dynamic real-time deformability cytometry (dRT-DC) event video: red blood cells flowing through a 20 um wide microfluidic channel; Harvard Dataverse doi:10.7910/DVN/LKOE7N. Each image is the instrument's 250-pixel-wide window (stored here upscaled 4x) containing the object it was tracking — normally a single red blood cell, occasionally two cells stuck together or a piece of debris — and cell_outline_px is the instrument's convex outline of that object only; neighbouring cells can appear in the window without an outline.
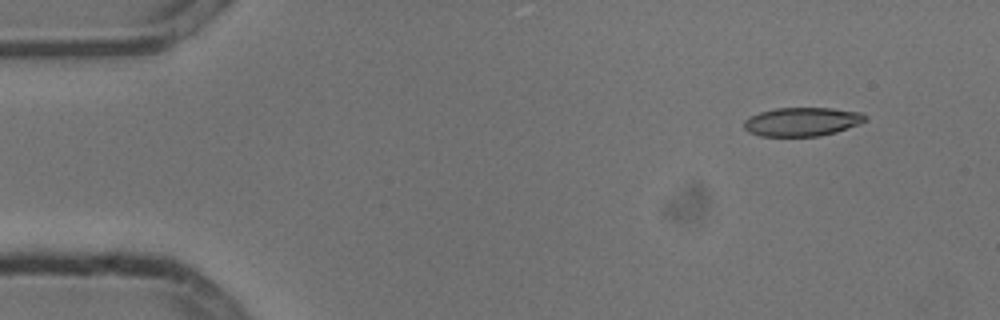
{"species": "common noctule bat (a hibernating species)", "species_latin": "Nyctalus noctula", "temperature_condition": "cold", "stored_images_in_passage": 4, "camera_frame_rate_fps": 3000, "um_per_image_px": 0.085, "animal": {"sex": "male", "body_mass_g": 13.3}, "frame": {"image": 1, "passage_image": 1, "time_ms": 0.0, "image_size_px": [1000, 320], "cell_outline_px": [[868, 116], [860, 124], [836, 132], [820, 136], [760, 136], [748, 132], [744, 128], [744, 120], [760, 112], [776, 108], [832, 108], [860, 112]], "centroid_in_image_um": [68.18, 10.35], "position_along_channel_um": 16.8, "area_um2": 20.29}}
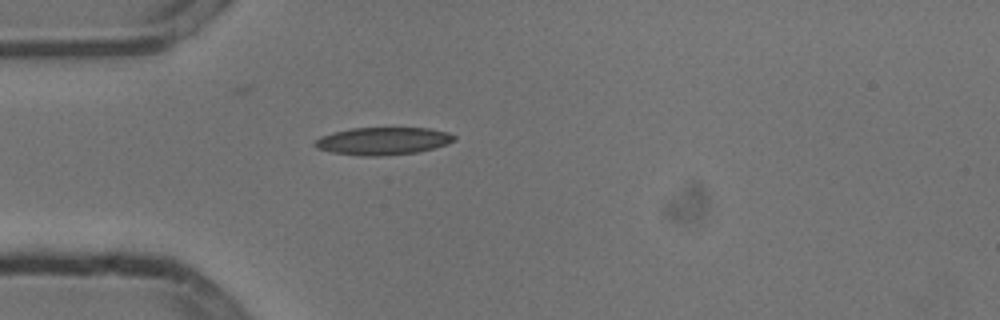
{"frame": {"image": 2, "passage_image": 4, "time_ms": 1.0, "image_size_px": [1000, 320], "cell_outline_px": [[456, 140], [448, 144], [416, 152], [380, 156], [360, 156], [332, 152], [316, 148], [312, 144], [320, 136], [332, 132], [352, 128], [428, 128], [448, 132], [456, 136]], "centroid_in_image_um": [32.53, 11.98], "position_along_channel_um": 52.5, "area_um2": 22.43}}